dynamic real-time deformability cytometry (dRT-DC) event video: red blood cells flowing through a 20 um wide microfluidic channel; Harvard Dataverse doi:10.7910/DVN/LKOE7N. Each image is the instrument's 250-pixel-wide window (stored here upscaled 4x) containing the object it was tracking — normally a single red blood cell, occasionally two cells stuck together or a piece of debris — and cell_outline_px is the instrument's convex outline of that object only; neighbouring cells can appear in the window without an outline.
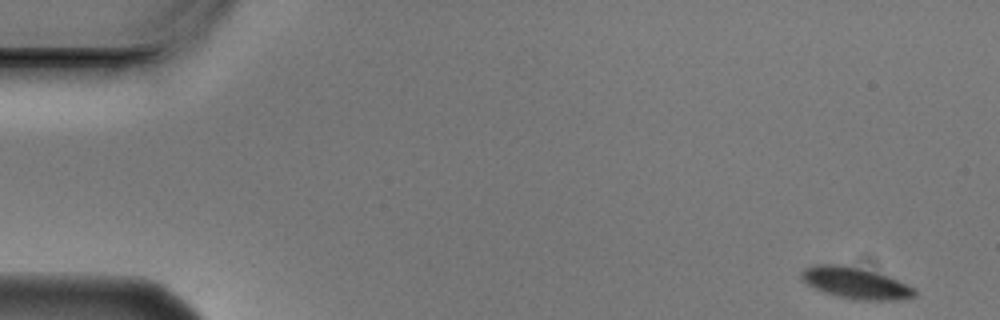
{"species": "Egyptian fruit bat (a non-hibernating species)", "species_latin": "Rousettus aegyptiacus", "temperature_condition": "cold", "stored_images_in_passage": 5, "camera_frame_rate_fps": 3000, "um_per_image_px": 0.085, "animal": {"sex": "male"}, "frame": {"image": 1, "passage_image": 1, "time_ms": 0.0, "image_size_px": [1000, 320], "cell_outline_px": [[916, 296], [900, 300], [864, 300], [836, 296], [824, 292], [808, 284], [800, 276], [800, 272], [804, 268], [812, 264], [844, 264], [888, 276], [916, 288]], "centroid_in_image_um": [72.73, 24.05], "position_along_channel_um": 12.3, "area_um2": 20.63}}
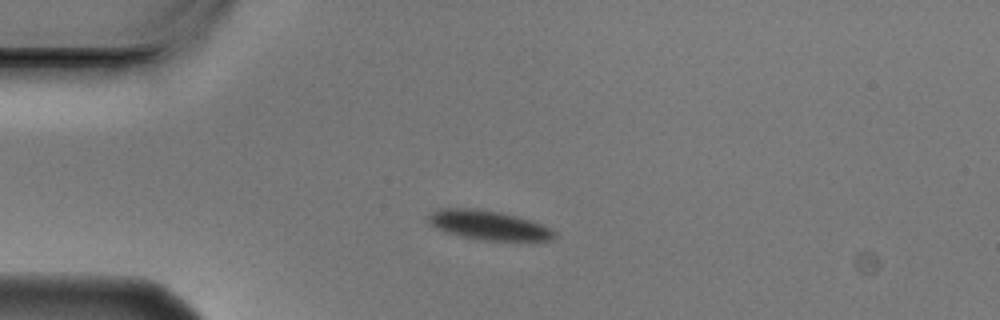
{"frame": {"image": 2, "passage_image": 4, "time_ms": 1.0, "image_size_px": [1000, 320], "cell_outline_px": [[556, 236], [552, 240], [480, 240], [448, 232], [436, 228], [428, 224], [428, 216], [432, 212], [440, 208], [468, 208], [500, 212], [516, 216], [540, 224], [556, 232]], "centroid_in_image_um": [41.49, 19.14], "position_along_channel_um": 43.5, "area_um2": 21.1}}